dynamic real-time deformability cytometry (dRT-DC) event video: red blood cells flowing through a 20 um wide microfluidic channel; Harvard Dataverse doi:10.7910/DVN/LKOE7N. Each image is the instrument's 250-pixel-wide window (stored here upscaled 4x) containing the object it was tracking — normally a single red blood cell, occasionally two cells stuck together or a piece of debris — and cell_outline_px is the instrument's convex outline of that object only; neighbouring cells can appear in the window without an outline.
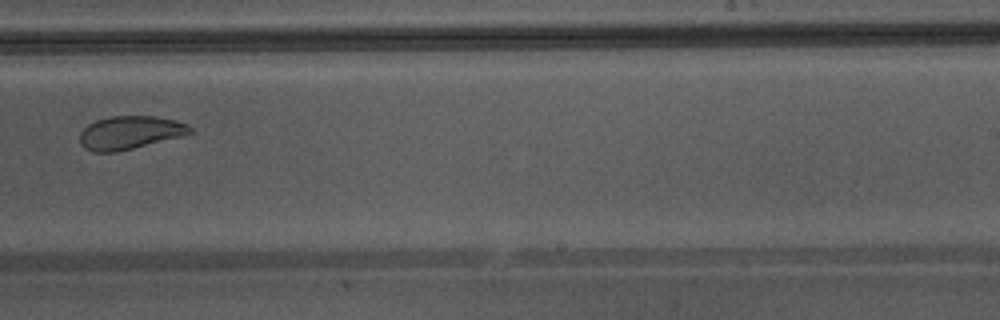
{"species": "Egyptian fruit bat (a non-hibernating species)", "species_latin": "Rousettus aegyptiacus", "temperature_condition": "warm", "stored_images_in_passage": 38, "camera_frame_rate_fps": 3000, "um_per_image_px": 0.085, "animal": {"sex": "male"}, "frame": {"image": 1, "passage_image": 22, "time_ms": 7.0, "image_size_px": [1000, 320], "cell_outline_px": [[192, 132], [184, 136], [116, 152], [92, 152], [84, 148], [80, 144], [80, 132], [88, 124], [96, 120], [108, 116], [156, 116], [176, 120], [188, 124], [192, 128]], "centroid_in_image_um": [11.05, 11.27], "position_along_channel_um": 278.0, "area_um2": 21.56}, "authors_computed_cell_mechanics": {"area_um2": 25.0274, "velocity_mm_per_s": 4.34, "shape_relaxation_time_tau1_ms": 7.9953, "shape_relaxation_time_tau2_ms": 1.3245, "deformation_change_tau1": 0.1871, "deformation_change_tau2": 0.071}}